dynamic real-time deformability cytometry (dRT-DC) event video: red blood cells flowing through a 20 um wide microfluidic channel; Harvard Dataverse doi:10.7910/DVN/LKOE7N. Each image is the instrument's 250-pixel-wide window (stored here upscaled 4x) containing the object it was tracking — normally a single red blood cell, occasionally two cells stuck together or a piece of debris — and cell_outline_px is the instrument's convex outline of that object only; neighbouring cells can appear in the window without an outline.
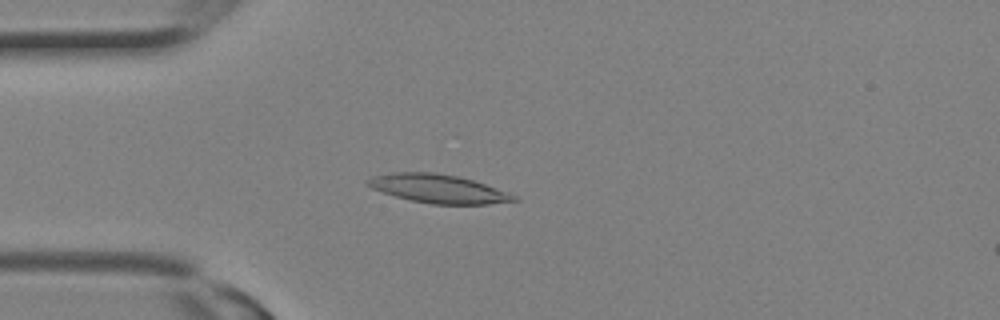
{"species": "Egyptian fruit bat (a non-hibernating species)", "species_latin": "Rousettus aegyptiacus", "temperature_condition": "room temperature", "stored_images_in_passage": 16, "camera_frame_rate_fps": 3000, "um_per_image_px": 0.085, "animal": {"sex": "female"}, "frame": {"image": 1, "passage_image": 8, "time_ms": 2.333, "image_size_px": [1000, 320], "cell_outline_px": [[520, 200], [488, 204], [432, 204], [412, 200], [396, 196], [372, 188], [364, 180], [372, 176], [392, 172], [432, 172], [456, 176], [472, 180], [508, 192], [516, 196]], "centroid_in_image_um": [37.24, 16.03], "position_along_channel_um": 47.8, "area_um2": 24.04}}
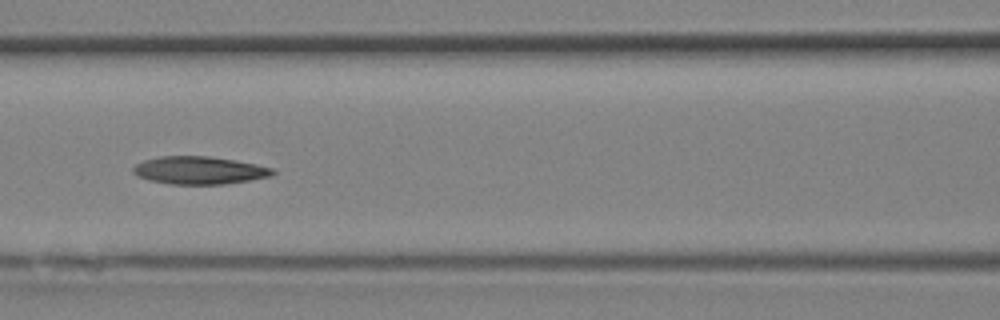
{"frame": {"image": 2, "passage_image": 13, "time_ms": 4.0, "image_size_px": [1000, 320], "cell_outline_px": [[276, 172], [272, 176], [224, 184], [168, 184], [148, 180], [136, 176], [132, 172], [132, 168], [136, 164], [144, 160], [160, 156], [208, 156], [256, 164], [272, 168]], "centroid_in_image_um": [16.89, 14.48], "position_along_channel_um": 149.7, "area_um2": 22.54}}
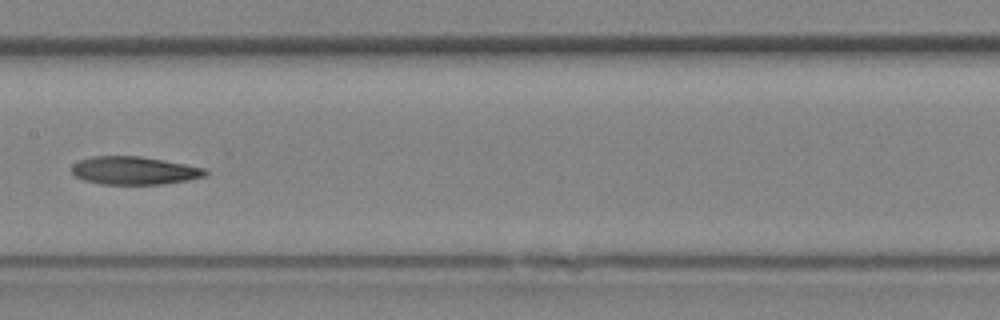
{"frame": {"image": 3, "passage_image": 15, "time_ms": 4.667, "image_size_px": [1000, 320], "cell_outline_px": [[208, 172], [204, 176], [188, 180], [164, 184], [100, 184], [84, 180], [76, 176], [72, 172], [72, 164], [80, 160], [92, 156], [140, 156], [164, 160], [204, 168]], "centroid_in_image_um": [11.39, 14.5], "position_along_channel_um": 196.0, "area_um2": 21.73}}